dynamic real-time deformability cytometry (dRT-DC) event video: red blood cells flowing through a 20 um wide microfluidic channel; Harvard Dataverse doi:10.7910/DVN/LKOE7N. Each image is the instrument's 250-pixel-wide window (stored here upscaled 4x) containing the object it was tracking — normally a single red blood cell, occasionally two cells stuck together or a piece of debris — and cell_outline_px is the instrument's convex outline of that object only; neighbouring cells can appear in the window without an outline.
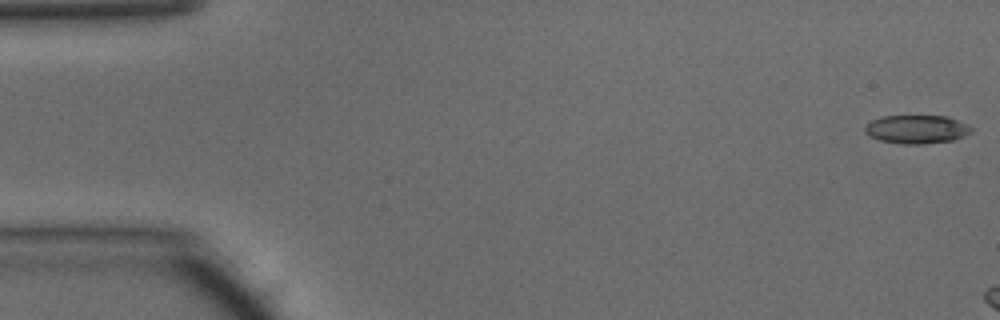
{"species": "common noctule bat (a hibernating species)", "species_latin": "Nyctalus noctula", "temperature_condition": "warm", "stored_images_in_passage": 9, "camera_frame_rate_fps": 3000, "um_per_image_px": 0.085, "animal": {"sex": "male", "body_mass_g": 15.6}, "frame": {"image": 1, "passage_image": 1, "time_ms": 0.0, "image_size_px": [1000, 320], "cell_outline_px": [[972, 132], [964, 136], [952, 140], [924, 144], [900, 144], [880, 140], [864, 132], [864, 124], [880, 116], [948, 116], [968, 124], [972, 128]], "centroid_in_image_um": [77.91, 10.98], "position_along_channel_um": 7.1, "area_um2": 17.8}}